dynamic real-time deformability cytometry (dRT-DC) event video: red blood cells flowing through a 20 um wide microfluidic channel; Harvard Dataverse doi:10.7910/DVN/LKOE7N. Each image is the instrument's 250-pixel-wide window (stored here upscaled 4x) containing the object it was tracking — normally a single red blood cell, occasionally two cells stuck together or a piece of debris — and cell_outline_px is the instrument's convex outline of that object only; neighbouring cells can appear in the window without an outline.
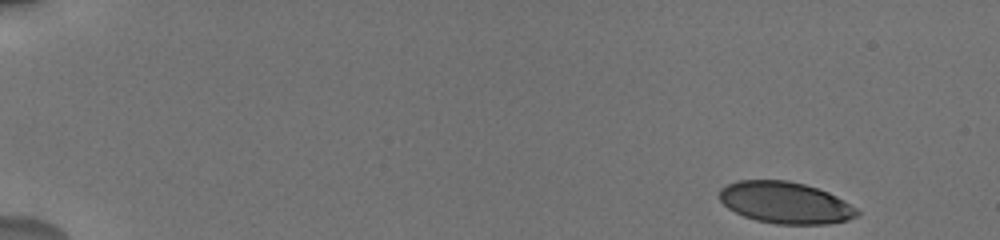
{"species": "human", "species_latin": "Homo sapiens", "temperature_condition": "cold", "stored_images_in_passage": 64, "camera_frame_rate_fps": 3000, "um_per_image_px": 0.085, "donor": {"sex": "male"}, "frame": {"image": 1, "passage_image": 1, "time_ms": 0.0, "image_size_px": [1000, 240], "cell_outline_px": [[860, 216], [848, 220], [828, 224], [776, 224], [756, 220], [744, 216], [728, 208], [720, 200], [720, 188], [736, 180], [788, 180], [804, 184], [828, 192], [844, 200], [856, 208], [860, 212]], "centroid_in_image_um": [66.77, 17.23], "position_along_channel_um": 18.2, "area_um2": 33.47}}
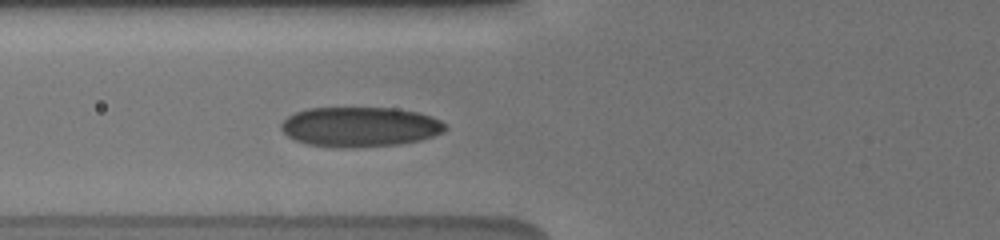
{"frame": {"image": 2, "passage_image": 26, "time_ms": 6.0, "image_size_px": [1000, 240], "cell_outline_px": [[448, 128], [444, 132], [420, 140], [396, 144], [352, 148], [336, 148], [308, 144], [296, 140], [288, 136], [280, 128], [280, 124], [288, 116], [296, 112], [308, 108], [396, 108], [420, 112], [432, 116], [440, 120]], "centroid_in_image_um": [30.6, 10.78], "position_along_channel_um": 95.2, "area_um2": 38.26}}
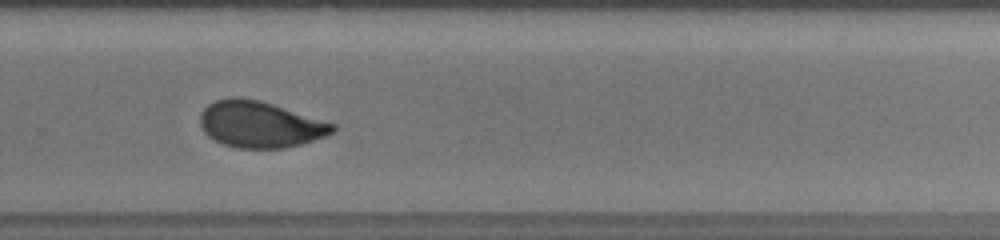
{"frame": {"image": 3, "passage_image": 49, "time_ms": 11.667, "image_size_px": [1000, 240], "cell_outline_px": [[336, 128], [332, 132], [324, 136], [300, 144], [284, 148], [236, 148], [224, 144], [208, 136], [204, 132], [200, 124], [200, 116], [204, 108], [208, 104], [216, 100], [232, 96], [260, 100], [336, 124]], "centroid_in_image_um": [22.08, 10.57], "position_along_channel_um": 307.7, "area_um2": 35.55}, "authors_computed_cell_mechanics": {"area_um2": 35.6337, "velocity_mm_per_s": 3.7478, "shape_relaxation_time_tau1_ms": 4.9361, "shape_relaxation_time_tau2_ms": 1.1693, "deformation_change_tau1": 0.1603, "deformation_change_tau2": 0.0621}}